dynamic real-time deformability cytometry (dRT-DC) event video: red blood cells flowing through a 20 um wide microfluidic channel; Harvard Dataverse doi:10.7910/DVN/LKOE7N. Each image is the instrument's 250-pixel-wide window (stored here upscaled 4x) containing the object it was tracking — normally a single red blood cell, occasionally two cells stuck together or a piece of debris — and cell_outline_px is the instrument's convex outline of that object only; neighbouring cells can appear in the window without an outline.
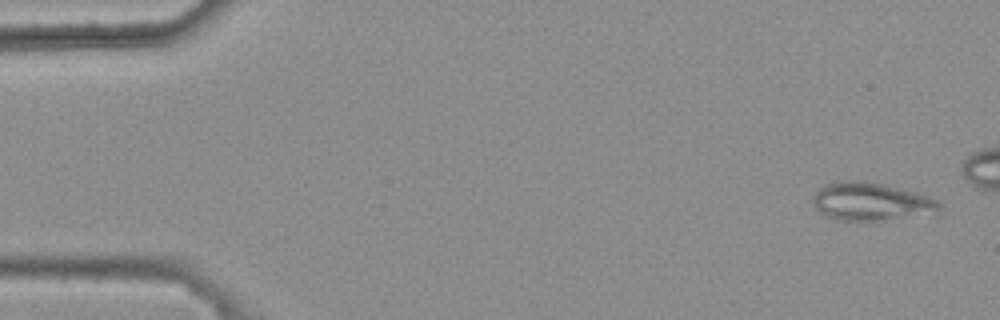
{"species": "common noctule bat (a hibernating species)", "species_latin": "Nyctalus noctula", "temperature_condition": "warm", "stored_images_in_passage": 5, "camera_frame_rate_fps": 3000, "um_per_image_px": 0.085, "animal": {"sex": "female", "body_mass_g": 25.1}, "frame": {"image": 1, "passage_image": 1, "time_ms": 0.0, "image_size_px": [1000, 320], "cell_outline_px": [[940, 216], [876, 220], [836, 220], [824, 216], [816, 208], [812, 200], [816, 192], [824, 184], [840, 180], [864, 180], [912, 192], [936, 200], [940, 204]], "centroid_in_image_um": [74.08, 17.17], "position_along_channel_um": 10.9, "area_um2": 28.32}}